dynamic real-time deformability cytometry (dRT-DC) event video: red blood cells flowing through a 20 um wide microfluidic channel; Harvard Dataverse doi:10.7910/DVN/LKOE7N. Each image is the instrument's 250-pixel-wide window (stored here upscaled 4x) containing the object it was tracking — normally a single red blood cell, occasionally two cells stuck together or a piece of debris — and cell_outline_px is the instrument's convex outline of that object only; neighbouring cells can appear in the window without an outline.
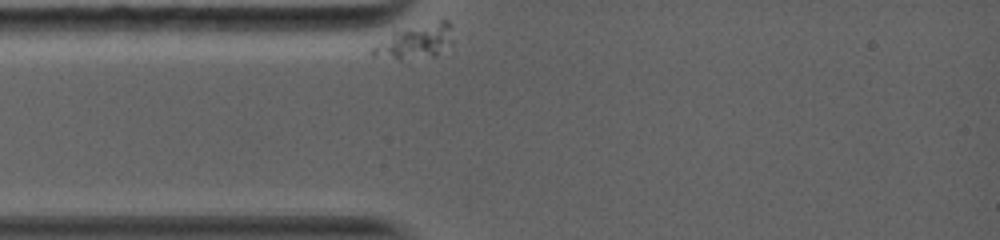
{"species": "common noctule bat (a hibernating species)", "species_latin": "Nyctalus noctula", "temperature_condition": "warm", "stored_images_in_passage": 76, "camera_frame_rate_fps": 5000, "um_per_image_px": 0.085, "animal": {"sex": "female", "body_mass_g": 19.0, "forearm_length_mm": 56.7}, "frame": {"image": 1, "passage_image": 1, "time_ms": 0.0, "image_size_px": [1000, 240], "cell_outline_px": [[452, 24], [436, 56], [400, 60], [372, 56], [372, 48], [392, 28], [440, 20], [448, 20]], "centroid_in_image_um": [35.09, 3.49], "position_along_channel_um": 49.9, "area_um2": 15.84}}
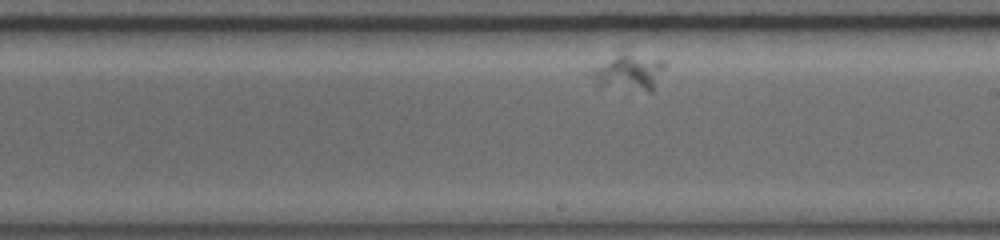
{"frame": {"image": 2, "passage_image": 40, "time_ms": 6.0, "image_size_px": [1000, 240], "cell_outline_px": [[664, 68], [652, 92], [648, 92], [600, 84], [588, 76], [584, 72], [588, 68], [616, 56], [628, 56], [664, 60]], "centroid_in_image_um": [53.38, 6.18], "position_along_channel_um": 235.6, "area_um2": 14.68}}
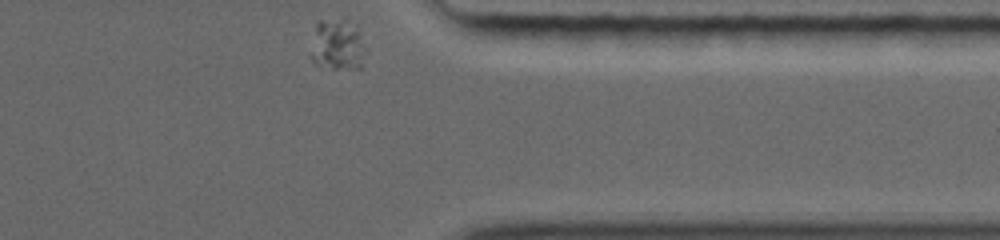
{"frame": {"image": 3, "passage_image": 75, "time_ms": 10.4, "image_size_px": [1000, 240], "cell_outline_px": [[364, 68], [332, 68], [316, 64], [308, 56], [316, 20], [348, 16], [364, 48]], "centroid_in_image_um": [28.61, 3.77], "position_along_channel_um": 382.8, "area_um2": 16.76}}